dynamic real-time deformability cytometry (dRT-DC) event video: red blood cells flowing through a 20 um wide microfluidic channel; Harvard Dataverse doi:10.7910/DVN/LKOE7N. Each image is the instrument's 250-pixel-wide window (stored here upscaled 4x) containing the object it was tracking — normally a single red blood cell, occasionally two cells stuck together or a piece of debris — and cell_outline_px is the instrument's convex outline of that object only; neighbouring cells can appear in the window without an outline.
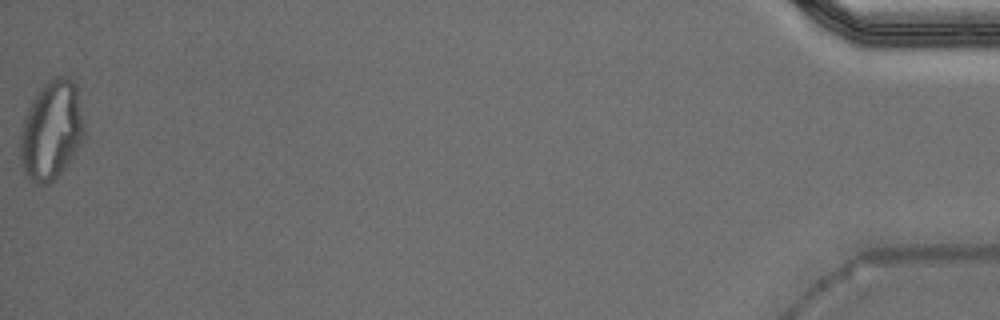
{"species": "Egyptian fruit bat (a non-hibernating species)", "species_latin": "Rousettus aegyptiacus", "temperature_condition": "warm", "stored_images_in_passage": 51, "segment_of_instrument_passage": [2, 2], "camera_frame_rate_fps": 3000, "um_per_image_px": 0.085, "animal": {"sex": "male"}, "frame": {"image": 1, "passage_image": 51, "time_ms": 16.667, "image_size_px": [1000, 320], "cell_outline_px": [[84, 132], [68, 164], [48, 184], [36, 184], [24, 172], [20, 160], [20, 132], [24, 116], [32, 100], [44, 84], [56, 76], [60, 76], [72, 80], [76, 84], [84, 124]], "centroid_in_image_um": [4.34, 11.07], "position_along_channel_um": 430.9, "area_um2": 36.36}}